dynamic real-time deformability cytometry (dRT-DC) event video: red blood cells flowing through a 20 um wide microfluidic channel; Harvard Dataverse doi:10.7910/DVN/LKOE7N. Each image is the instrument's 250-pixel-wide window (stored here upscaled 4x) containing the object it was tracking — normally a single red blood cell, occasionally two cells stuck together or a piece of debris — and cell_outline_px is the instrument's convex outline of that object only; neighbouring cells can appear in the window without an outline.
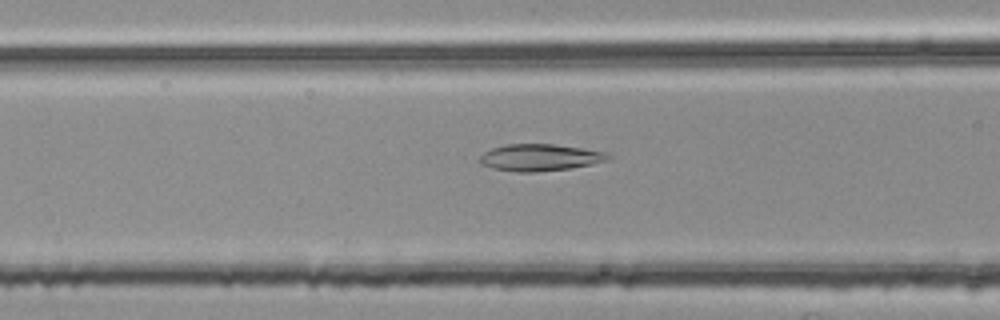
{"species": "common noctule bat (a hibernating species)", "species_latin": "Nyctalus noctula", "temperature_condition": "room temperature", "stored_images_in_passage": 28, "camera_frame_rate_fps": 3000, "um_per_image_px": 0.085, "animal": {"sex": "female", "body_mass_g": 25.1}, "frame": {"image": 1, "passage_image": 6, "time_ms": 1.667, "image_size_px": [1000, 320], "cell_outline_px": [[612, 156], [608, 160], [592, 164], [568, 168], [532, 172], [516, 172], [496, 168], [480, 164], [480, 156], [484, 152], [492, 148], [508, 144], [552, 144], [580, 148], [604, 152]], "centroid_in_image_um": [45.88, 13.38], "position_along_channel_um": 120.7, "area_um2": 19.71}}
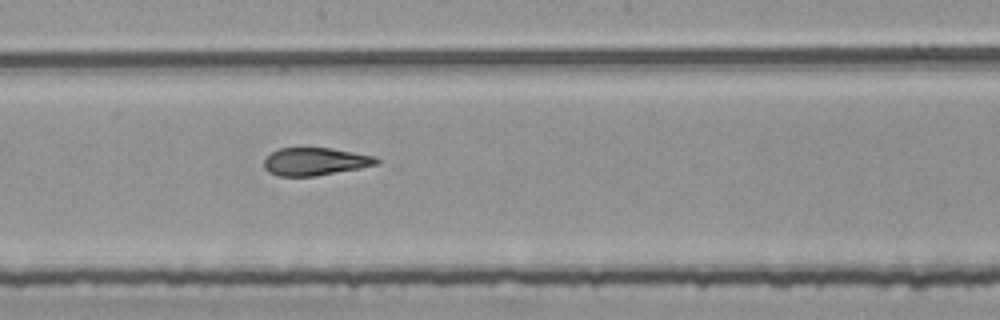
{"frame": {"image": 2, "passage_image": 14, "time_ms": 4.333, "image_size_px": [1000, 320], "cell_outline_px": [[380, 164], [360, 168], [312, 176], [280, 176], [268, 172], [264, 168], [264, 160], [272, 152], [280, 148], [332, 148], [372, 156], [380, 160]], "centroid_in_image_um": [26.78, 13.73], "position_along_channel_um": 221.4, "area_um2": 17.98}}
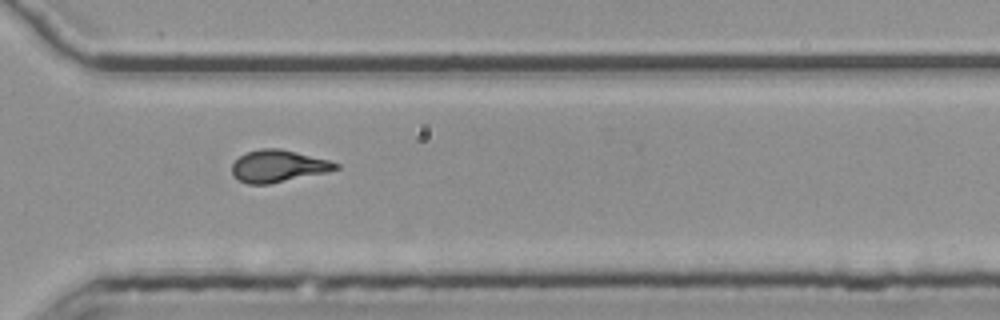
{"frame": {"image": 3, "passage_image": 24, "time_ms": 7.667, "image_size_px": [1000, 320], "cell_outline_px": [[340, 168], [328, 172], [268, 184], [248, 184], [240, 180], [232, 172], [232, 164], [240, 156], [248, 152], [260, 148], [280, 148], [328, 160], [340, 164]], "centroid_in_image_um": [23.67, 14.11], "position_along_channel_um": 346.9, "area_um2": 19.19}, "authors_computed_cell_mechanics": {"area_um2": 19.1607, "velocity_mm_per_s": 3.775, "shape_relaxation_time_tau1_ms": 10.0229, "shape_relaxation_time_tau2_ms": 1.6858, "deformation_change_tau1": 0.2477, "deformation_change_tau2": 0.1091}}